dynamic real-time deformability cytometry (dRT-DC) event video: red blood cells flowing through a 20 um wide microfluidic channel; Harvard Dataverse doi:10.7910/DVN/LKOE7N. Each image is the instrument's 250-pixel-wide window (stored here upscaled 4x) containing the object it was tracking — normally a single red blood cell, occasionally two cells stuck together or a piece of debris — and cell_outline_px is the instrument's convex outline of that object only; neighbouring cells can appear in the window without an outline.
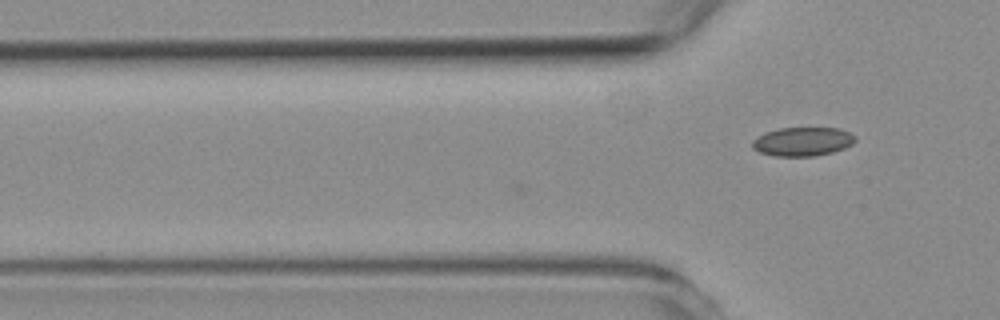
{"species": "common noctule bat (a hibernating species)", "species_latin": "Nyctalus noctula", "temperature_condition": "room temperature", "stored_images_in_passage": 2, "camera_frame_rate_fps": 3000, "um_per_image_px": 0.085, "animal": {"sex": "female", "body_mass_g": 19.3, "forearm_length_mm": 54.1}, "frame": {"image": 1, "passage_image": 2, "time_ms": 0.333, "image_size_px": [1000, 320], "cell_outline_px": [[856, 140], [852, 144], [844, 148], [832, 152], [812, 156], [776, 156], [760, 152], [752, 148], [752, 140], [756, 136], [764, 132], [780, 128], [840, 128], [856, 136]], "centroid_in_image_um": [68.2, 12.02], "position_along_channel_um": 57.6, "area_um2": 17.34}}